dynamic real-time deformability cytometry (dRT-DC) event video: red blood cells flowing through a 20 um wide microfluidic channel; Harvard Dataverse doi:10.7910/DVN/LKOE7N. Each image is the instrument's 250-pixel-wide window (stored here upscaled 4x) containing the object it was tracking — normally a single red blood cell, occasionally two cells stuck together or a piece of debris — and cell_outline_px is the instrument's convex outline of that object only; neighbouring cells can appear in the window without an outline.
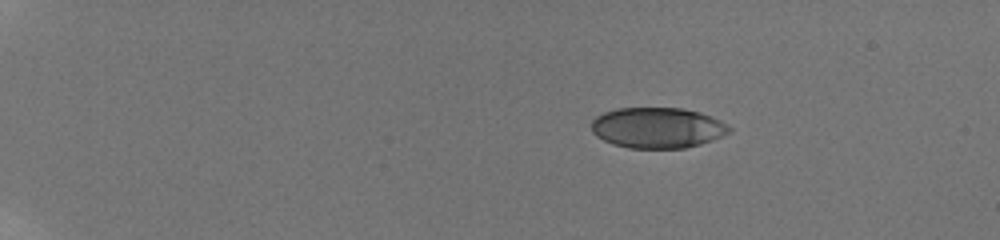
{"species": "human", "species_latin": "Homo sapiens", "temperature_condition": "room temperature", "stored_images_in_passage": 43, "camera_frame_rate_fps": 3000, "um_per_image_px": 0.085, "donor": {"sex": "male"}, "frame": {"image": 1, "passage_image": 1, "time_ms": 0.0, "image_size_px": [1000, 240], "cell_outline_px": [[732, 132], [712, 140], [700, 144], [684, 148], [628, 148], [612, 144], [596, 136], [592, 132], [592, 120], [596, 116], [604, 112], [616, 108], [684, 108], [700, 112], [720, 120], [728, 124], [732, 128]], "centroid_in_image_um": [55.9, 10.86], "position_along_channel_um": 29.1, "area_um2": 32.89}}
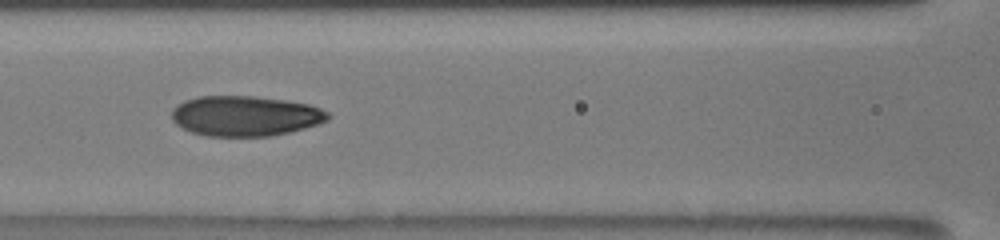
{"frame": {"image": 2, "passage_image": 19, "time_ms": 6.333, "image_size_px": [1000, 240], "cell_outline_px": [[332, 116], [328, 120], [320, 124], [272, 136], [208, 136], [192, 132], [176, 124], [172, 120], [172, 108], [176, 104], [184, 100], [200, 96], [256, 96], [284, 100], [308, 104], [320, 108], [328, 112]], "centroid_in_image_um": [20.85, 9.85], "position_along_channel_um": 145.7, "area_um2": 36.76}}
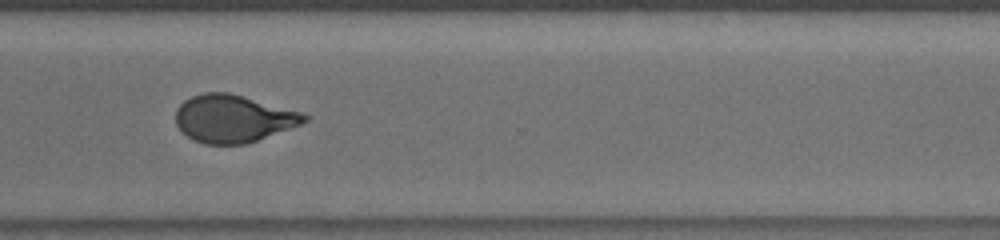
{"frame": {"image": 3, "passage_image": 33, "time_ms": 11.667, "image_size_px": [1000, 240], "cell_outline_px": [[308, 120], [300, 124], [256, 140], [244, 144], [204, 144], [188, 136], [176, 124], [176, 108], [184, 100], [192, 96], [204, 92], [228, 92], [300, 112], [308, 116]], "centroid_in_image_um": [19.78, 10.07], "position_along_channel_um": 350.8, "area_um2": 34.97}, "authors_computed_cell_mechanics": {"area_um2": 35.836, "velocity_mm_per_s": 3.8568, "shape_relaxation_time_tau1_ms": 6.2179, "shape_relaxation_time_tau2_ms": 1.1784, "deformation_change_tau1": 0.2175, "deformation_change_tau2": 0.0742}}